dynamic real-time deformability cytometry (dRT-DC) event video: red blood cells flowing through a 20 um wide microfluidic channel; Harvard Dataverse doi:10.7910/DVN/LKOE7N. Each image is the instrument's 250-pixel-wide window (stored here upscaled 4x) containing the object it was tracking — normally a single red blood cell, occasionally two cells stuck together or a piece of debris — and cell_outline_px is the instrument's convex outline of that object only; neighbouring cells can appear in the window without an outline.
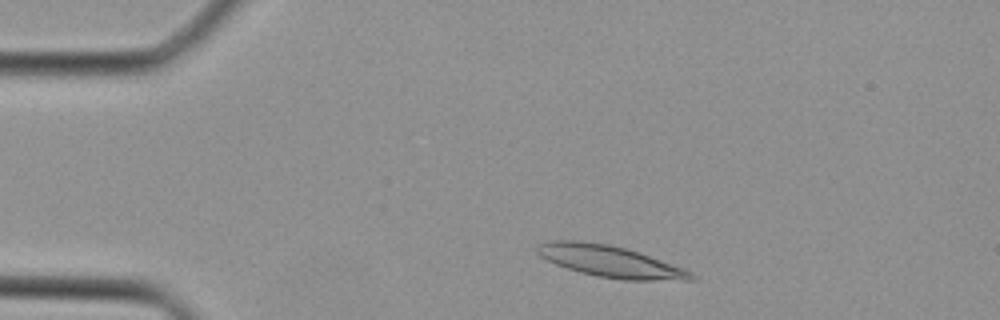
{"species": "Egyptian fruit bat (a non-hibernating species)", "species_latin": "Rousettus aegyptiacus", "temperature_condition": "cold", "stored_images_in_passage": 14, "camera_frame_rate_fps": 3000, "um_per_image_px": 0.085, "animal": {"sex": "female"}, "frame": {"image": 1, "passage_image": 4, "time_ms": 1.0, "image_size_px": [1000, 320], "cell_outline_px": [[696, 280], [624, 280], [596, 276], [580, 272], [556, 264], [540, 256], [536, 252], [536, 248], [540, 244], [548, 240], [580, 240], [608, 244], [640, 252], [684, 268], [692, 272], [696, 276]], "centroid_in_image_um": [51.88, 22.21], "position_along_channel_um": 33.1, "area_um2": 28.38}}
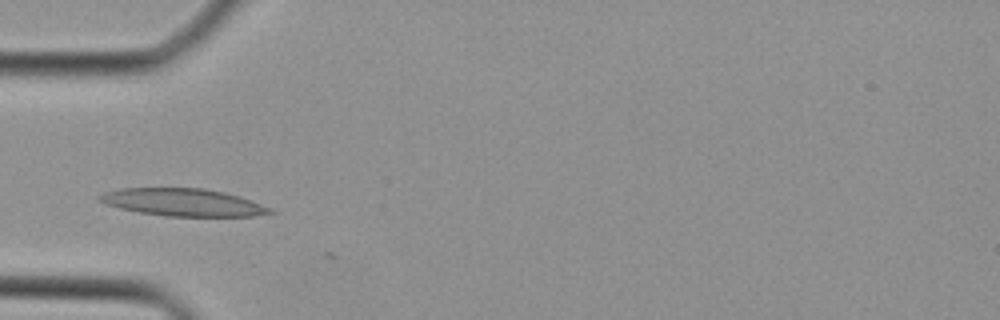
{"frame": {"image": 2, "passage_image": 9, "time_ms": 2.667, "image_size_px": [1000, 320], "cell_outline_px": [[276, 212], [256, 216], [164, 216], [140, 212], [120, 208], [104, 204], [96, 200], [96, 196], [104, 192], [120, 188], [204, 188], [224, 192], [240, 196], [272, 208]], "centroid_in_image_um": [15.53, 17.19], "position_along_channel_um": 69.5, "area_um2": 27.51}}
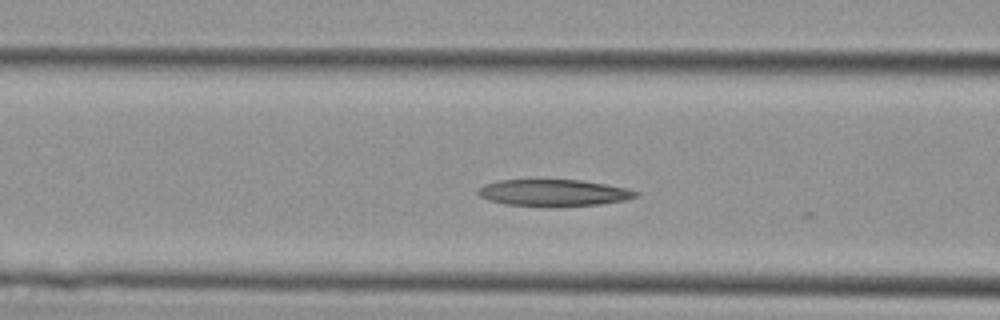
{"frame": {"image": 3, "passage_image": 12, "time_ms": 3.667, "image_size_px": [1000, 320], "cell_outline_px": [[640, 192], [636, 196], [624, 200], [600, 204], [504, 204], [488, 200], [480, 196], [476, 192], [484, 184], [496, 180], [580, 180], [604, 184], [624, 188]], "centroid_in_image_um": [47.0, 16.35], "position_along_channel_um": 119.6, "area_um2": 23.41}}